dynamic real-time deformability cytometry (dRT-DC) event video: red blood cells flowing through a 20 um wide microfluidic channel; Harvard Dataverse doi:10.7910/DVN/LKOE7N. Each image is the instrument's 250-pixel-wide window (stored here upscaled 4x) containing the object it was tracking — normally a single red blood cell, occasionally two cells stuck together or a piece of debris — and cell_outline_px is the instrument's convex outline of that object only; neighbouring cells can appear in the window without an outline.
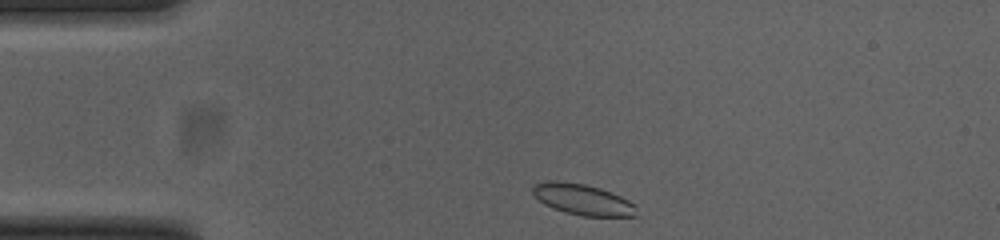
{"species": "common noctule bat (a hibernating species)", "species_latin": "Nyctalus noctula", "temperature_condition": "cold", "stored_images_in_passage": 36, "camera_frame_rate_fps": 3000, "um_per_image_px": 0.085, "animal": {"sex": "female", "body_mass_g": 23.0, "forearm_length_mm": 53.4}, "frame": {"image": 1, "passage_image": 1, "time_ms": 0.0, "image_size_px": [1000, 240], "cell_outline_px": [[636, 216], [580, 216], [564, 212], [552, 208], [544, 204], [532, 192], [532, 184], [548, 180], [560, 180], [584, 184], [600, 188], [620, 196], [636, 204]], "centroid_in_image_um": [49.5, 16.95], "position_along_channel_um": 35.5, "area_um2": 18.84}}
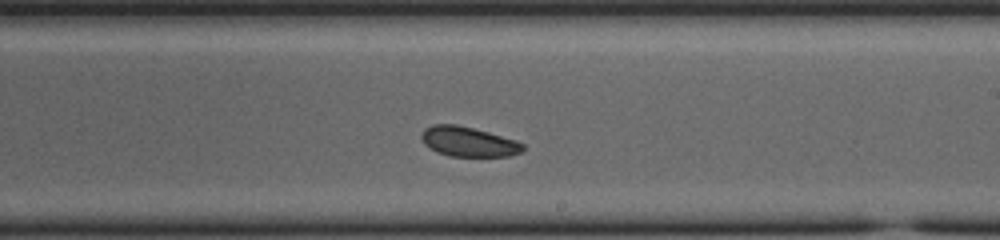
{"frame": {"image": 2, "passage_image": 21, "time_ms": 6.667, "image_size_px": [1000, 240], "cell_outline_px": [[524, 148], [520, 152], [508, 156], [448, 156], [436, 152], [424, 144], [420, 136], [424, 128], [432, 124], [456, 124], [488, 132], [516, 140], [524, 144]], "centroid_in_image_um": [39.77, 12.04], "position_along_channel_um": 249.2, "area_um2": 17.63}}
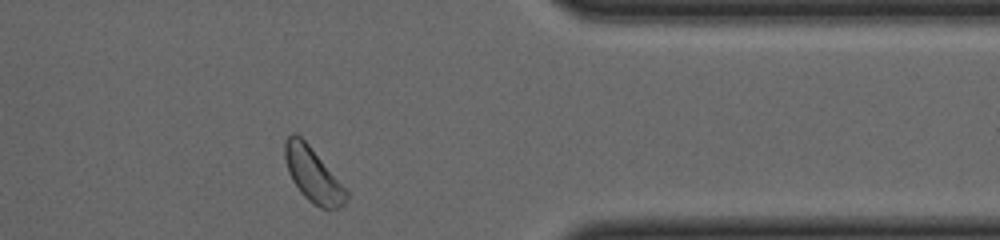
{"frame": {"image": 3, "passage_image": 33, "time_ms": 10.667, "image_size_px": [1000, 240], "cell_outline_px": [[348, 196], [344, 204], [340, 208], [328, 212], [312, 204], [300, 192], [292, 180], [288, 172], [284, 160], [284, 140], [292, 132], [296, 132], [308, 144], [348, 192]], "centroid_in_image_um": [26.57, 14.89], "position_along_channel_um": 384.8, "area_um2": 19.59}, "authors_computed_cell_mechanics": {"area_um2": 18.6116, "velocity_mm_per_s": 3.787, "shape_relaxation_time_tau1_ms": 5.9926, "shape_relaxation_time_tau2_ms": 4.8981, "deformation_change_tau1": 0.0532, "deformation_change_tau2": 0.0882}}